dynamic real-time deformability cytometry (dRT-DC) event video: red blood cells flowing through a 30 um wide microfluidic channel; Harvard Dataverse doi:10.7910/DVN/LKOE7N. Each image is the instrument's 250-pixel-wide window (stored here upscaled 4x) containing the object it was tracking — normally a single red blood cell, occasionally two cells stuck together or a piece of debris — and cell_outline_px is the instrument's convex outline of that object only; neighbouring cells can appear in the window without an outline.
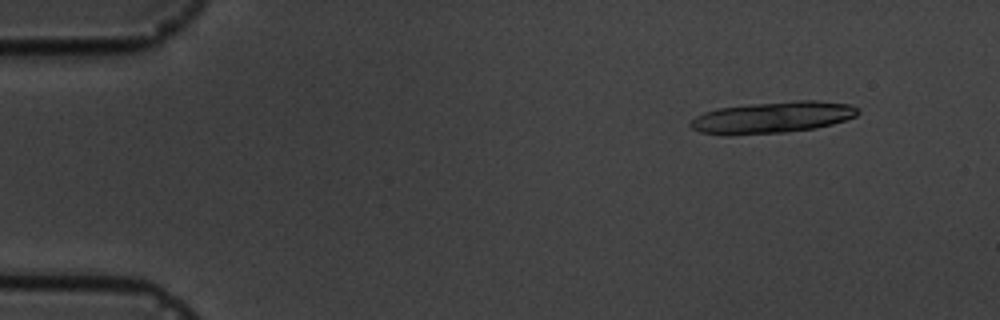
{"species": "common noctule bat (a hibernating species)", "species_latin": "Nyctalus noctula", "temperature_condition": "cold", "stored_images_in_passage": 6, "camera_frame_rate_fps": 3000, "um_per_image_px": 0.085, "animal": {"sex": "male", "body_mass_g": 19.5, "forearm_length_mm": 54.6}, "frame": {"image": 1, "passage_image": 2, "time_ms": 1.333, "image_size_px": [1000, 320], "cell_outline_px": [[860, 112], [856, 116], [832, 124], [816, 128], [784, 132], [728, 136], [700, 132], [692, 128], [688, 124], [696, 116], [704, 112], [720, 108], [748, 104], [796, 100], [816, 100], [852, 104], [860, 108]], "centroid_in_image_um": [65.68, 9.98], "position_along_channel_um": 19.3, "area_um2": 31.04}}